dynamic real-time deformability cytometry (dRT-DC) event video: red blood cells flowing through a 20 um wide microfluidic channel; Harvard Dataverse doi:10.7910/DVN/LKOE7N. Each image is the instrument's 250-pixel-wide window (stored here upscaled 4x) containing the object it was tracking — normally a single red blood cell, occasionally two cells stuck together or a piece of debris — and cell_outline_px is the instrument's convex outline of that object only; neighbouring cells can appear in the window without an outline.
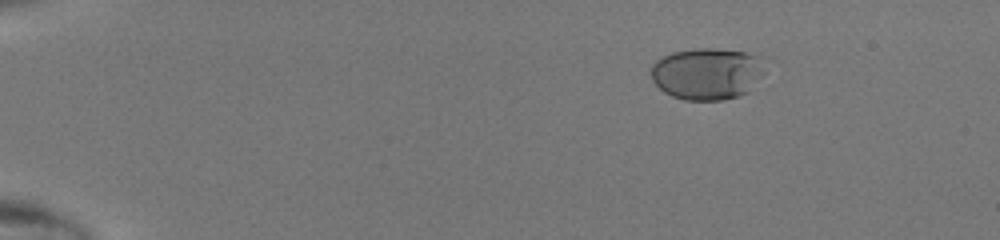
{"species": "human", "species_latin": "Homo sapiens", "temperature_condition": "room temperature", "stored_images_in_passage": 41, "camera_frame_rate_fps": 3000, "um_per_image_px": 0.085, "donor": {"sex": "male"}, "frame": {"image": 1, "passage_image": 1, "time_ms": 0.0, "image_size_px": [1000, 240], "cell_outline_px": [[752, 56], [748, 92], [740, 96], [724, 100], [684, 100], [672, 96], [664, 92], [652, 80], [652, 64], [656, 60], [672, 52], [696, 48], [716, 48], [744, 52]], "centroid_in_image_um": [59.79, 6.28], "position_along_channel_um": 25.2, "area_um2": 32.08}}
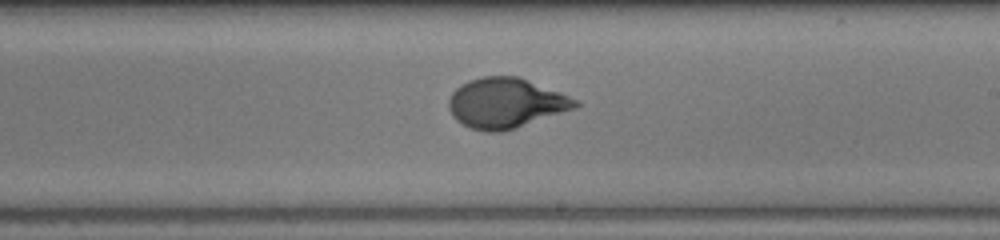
{"frame": {"image": 2, "passage_image": 24, "time_ms": 7.667, "image_size_px": [1000, 240], "cell_outline_px": [[580, 104], [576, 108], [516, 128], [500, 132], [484, 132], [472, 128], [456, 120], [452, 116], [448, 108], [448, 100], [452, 92], [460, 84], [468, 80], [480, 76], [520, 76], [580, 100]], "centroid_in_image_um": [42.99, 8.75], "position_along_channel_um": 246.0, "area_um2": 37.28}}
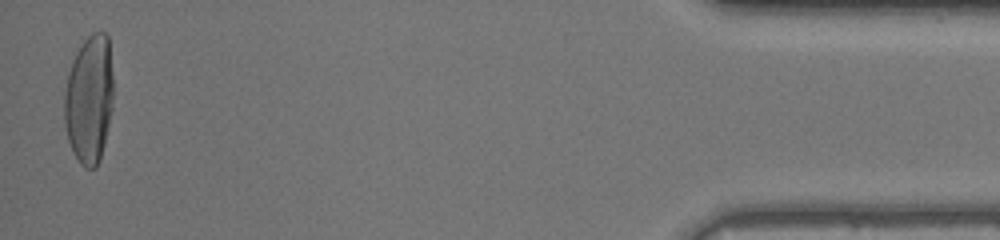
{"frame": {"image": 3, "passage_image": 41, "time_ms": 13.333, "image_size_px": [1000, 240], "cell_outline_px": [[112, 108], [104, 144], [100, 160], [96, 168], [84, 168], [80, 164], [72, 152], [68, 140], [64, 124], [64, 92], [68, 72], [76, 52], [84, 40], [92, 32], [104, 32], [108, 36], [112, 72]], "centroid_in_image_um": [7.56, 8.46], "position_along_channel_um": 427.6, "area_um2": 36.93}}